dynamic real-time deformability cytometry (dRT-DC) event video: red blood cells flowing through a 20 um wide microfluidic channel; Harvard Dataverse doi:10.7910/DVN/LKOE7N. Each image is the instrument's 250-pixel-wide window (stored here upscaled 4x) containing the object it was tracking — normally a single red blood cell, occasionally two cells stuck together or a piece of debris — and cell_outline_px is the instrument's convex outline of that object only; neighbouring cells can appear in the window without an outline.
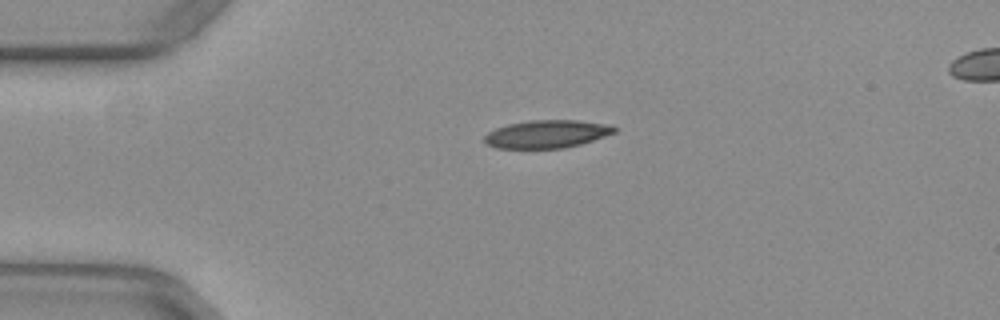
{"species": "common noctule bat (a hibernating species)", "species_latin": "Nyctalus noctula", "temperature_condition": "warm", "stored_images_in_passage": 34, "camera_frame_rate_fps": 3000, "um_per_image_px": 0.085, "animal": {"sex": "female", "body_mass_g": 29.2, "forearm_length_mm": 56.3}, "frame": {"image": 1, "passage_image": 1, "time_ms": 0.0, "image_size_px": [1000, 320], "cell_outline_px": [[616, 132], [580, 144], [564, 148], [496, 148], [488, 144], [484, 140], [484, 136], [488, 132], [496, 128], [508, 124], [528, 120], [576, 120], [608, 124], [616, 128]], "centroid_in_image_um": [46.47, 11.39], "position_along_channel_um": 38.5, "area_um2": 20.98}}
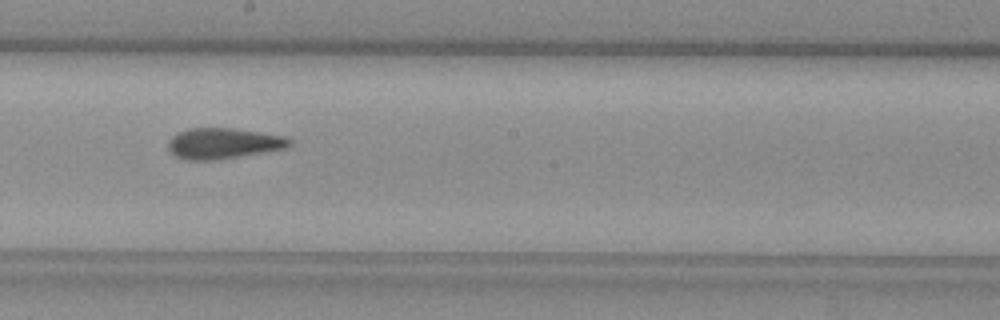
{"frame": {"image": 2, "passage_image": 18, "time_ms": 5.667, "image_size_px": [1000, 320], "cell_outline_px": [[292, 140], [284, 148], [216, 160], [184, 160], [176, 156], [168, 148], [168, 140], [172, 136], [188, 128], [232, 128], [260, 132], [284, 136]], "centroid_in_image_um": [18.92, 12.18], "position_along_channel_um": 229.3, "area_um2": 21.44}}
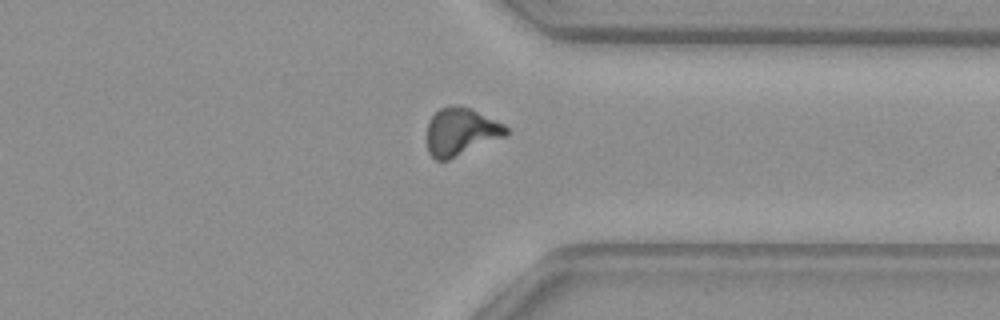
{"frame": {"image": 3, "passage_image": 29, "time_ms": 9.333, "image_size_px": [1000, 320], "cell_outline_px": [[508, 132], [504, 136], [448, 160], [436, 160], [428, 152], [428, 120], [440, 108], [452, 104], [472, 108], [504, 124], [508, 128]], "centroid_in_image_um": [39.16, 11.17], "position_along_channel_um": 372.2, "area_um2": 21.79}, "authors_computed_cell_mechanics": {"area_um2": 21.7328, "velocity_mm_per_s": 3.9578, "shape_relaxation_time_tau1_ms": null, "shape_relaxation_time_tau2_ms": 2.3793, "deformation_change_tau1": null, "deformation_change_tau2": 0.0973}}